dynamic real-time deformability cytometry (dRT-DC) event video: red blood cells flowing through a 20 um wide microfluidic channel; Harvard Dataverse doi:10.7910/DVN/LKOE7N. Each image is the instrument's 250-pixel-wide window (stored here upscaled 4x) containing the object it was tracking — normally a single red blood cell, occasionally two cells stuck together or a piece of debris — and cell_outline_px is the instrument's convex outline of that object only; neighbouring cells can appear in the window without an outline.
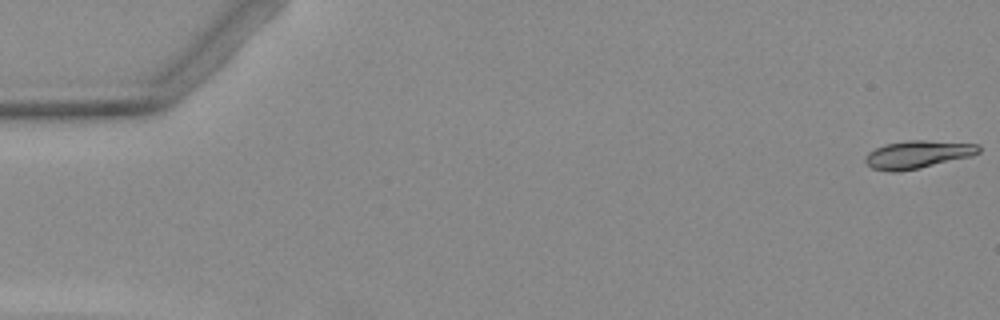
{"species": "Egyptian fruit bat (a non-hibernating species)", "species_latin": "Rousettus aegyptiacus", "temperature_condition": "warm", "stored_images_in_passage": 6, "camera_frame_rate_fps": 3000, "um_per_image_px": 0.085, "animal": {"sex": "female"}, "frame": {"image": 1, "passage_image": 1, "time_ms": 0.0, "image_size_px": [1000, 320], "cell_outline_px": [[980, 152], [972, 156], [920, 168], [896, 172], [892, 172], [872, 168], [864, 160], [864, 156], [868, 152], [884, 144], [912, 140], [924, 140], [980, 144]], "centroid_in_image_um": [78.01, 13.13], "position_along_channel_um": 7.0, "area_um2": 18.38}}